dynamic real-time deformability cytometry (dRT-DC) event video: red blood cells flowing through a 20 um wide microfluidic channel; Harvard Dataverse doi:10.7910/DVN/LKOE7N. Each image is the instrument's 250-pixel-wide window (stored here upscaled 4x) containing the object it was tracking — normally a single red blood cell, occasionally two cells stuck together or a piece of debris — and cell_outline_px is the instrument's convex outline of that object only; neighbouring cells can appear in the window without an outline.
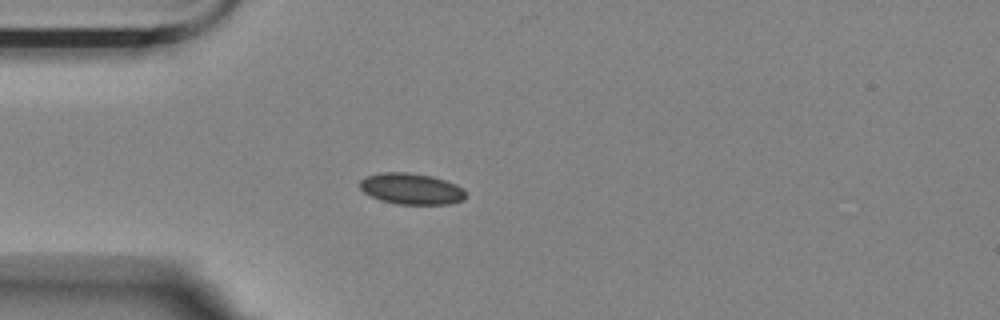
{"species": "Egyptian fruit bat (a non-hibernating species)", "species_latin": "Rousettus aegyptiacus", "temperature_condition": "room temperature", "stored_images_in_passage": 42, "camera_frame_rate_fps": 3000, "um_per_image_px": 0.085, "animal": {"sex": "female"}, "frame": {"image": 1, "passage_image": 1, "time_ms": 0.0, "image_size_px": [1000, 320], "cell_outline_px": [[464, 200], [448, 204], [396, 204], [380, 200], [364, 192], [360, 188], [360, 180], [364, 176], [380, 172], [408, 172], [432, 176], [456, 184], [464, 188]], "centroid_in_image_um": [34.94, 16.04], "position_along_channel_um": 50.1, "area_um2": 19.31}}
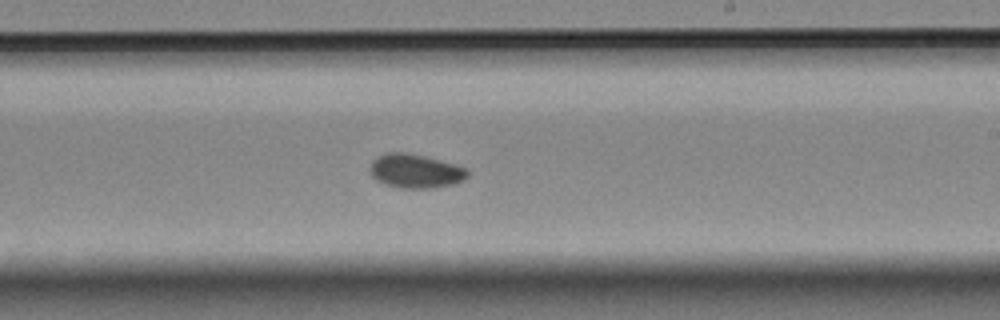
{"frame": {"image": 2, "passage_image": 19, "time_ms": 6.0, "image_size_px": [1000, 320], "cell_outline_px": [[468, 176], [464, 180], [456, 184], [428, 188], [400, 188], [384, 184], [376, 180], [372, 176], [368, 168], [372, 160], [376, 156], [388, 152], [404, 152], [424, 156], [456, 164], [468, 168]], "centroid_in_image_um": [35.3, 14.54], "position_along_channel_um": 253.7, "area_um2": 19.59}}
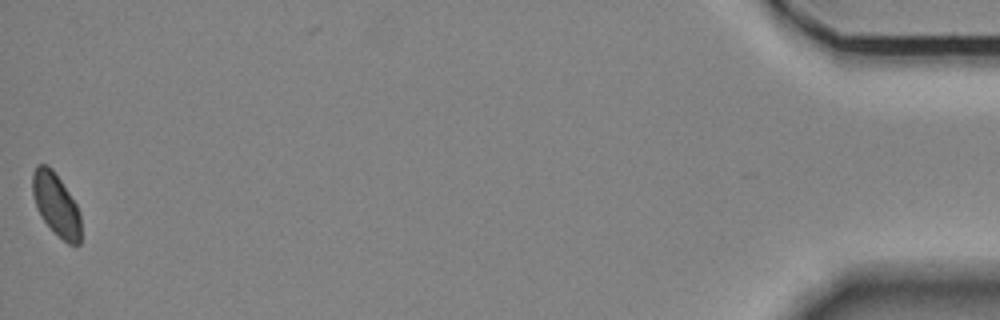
{"frame": {"image": 3, "passage_image": 42, "time_ms": 13.667, "image_size_px": [1000, 320], "cell_outline_px": [[80, 244], [68, 244], [44, 220], [36, 208], [32, 192], [32, 172], [36, 164], [48, 164], [52, 168], [76, 204], [80, 212]], "centroid_in_image_um": [4.74, 17.33], "position_along_channel_um": 430.5, "area_um2": 17.4}, "authors_computed_cell_mechanics": {"area_um2": 18.6694, "velocity_mm_per_s": 3.545, "shape_relaxation_time_tau1_ms": 4.9664, "shape_relaxation_time_tau2_ms": 5.1689, "deformation_change_tau1": 0.0769, "deformation_change_tau2": 0.0517}}